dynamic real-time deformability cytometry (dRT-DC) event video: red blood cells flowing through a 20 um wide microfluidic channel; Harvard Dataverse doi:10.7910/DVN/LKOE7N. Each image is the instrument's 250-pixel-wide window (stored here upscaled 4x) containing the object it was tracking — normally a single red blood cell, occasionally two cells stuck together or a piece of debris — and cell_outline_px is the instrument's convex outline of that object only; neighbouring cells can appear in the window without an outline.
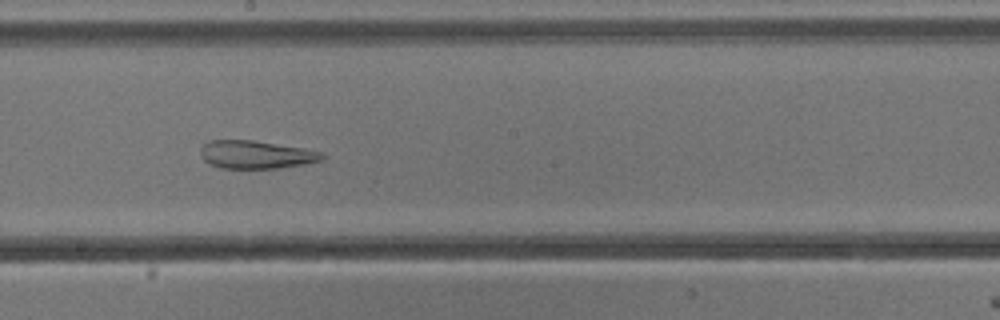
{"species": "common noctule bat (a hibernating species)", "species_latin": "Nyctalus noctula", "temperature_condition": "cold", "stored_images_in_passage": 37, "camera_frame_rate_fps": 3000, "um_per_image_px": 0.085, "animal": {"sex": "male", "body_mass_g": 13.3}, "frame": {"image": 1, "passage_image": 13, "time_ms": 4.0, "image_size_px": [1000, 320], "cell_outline_px": [[324, 156], [320, 160], [304, 164], [280, 168], [224, 168], [212, 164], [204, 160], [200, 156], [200, 148], [208, 140], [252, 140], [304, 148], [320, 152]], "centroid_in_image_um": [21.72, 13.13], "position_along_channel_um": 226.5, "area_um2": 19.65}}
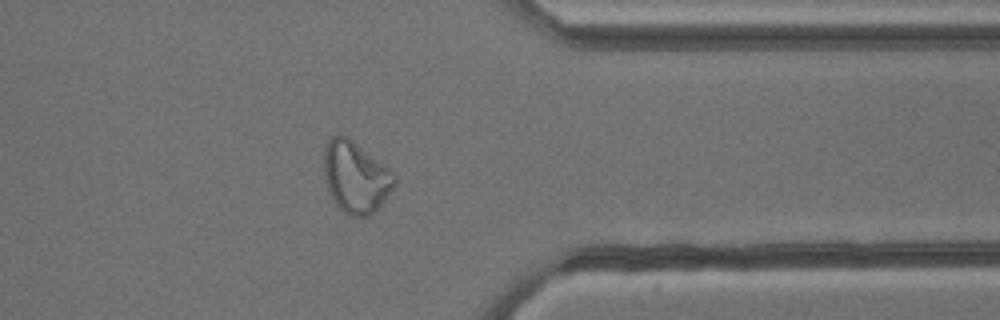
{"frame": {"image": 2, "passage_image": 26, "time_ms": 8.333, "image_size_px": [1000, 320], "cell_outline_px": [[396, 184], [384, 200], [368, 216], [348, 216], [336, 204], [328, 192], [324, 172], [324, 148], [328, 140], [332, 136], [348, 136], [392, 172], [396, 176]], "centroid_in_image_um": [30.21, 15.05], "position_along_channel_um": 381.2, "area_um2": 28.96}}
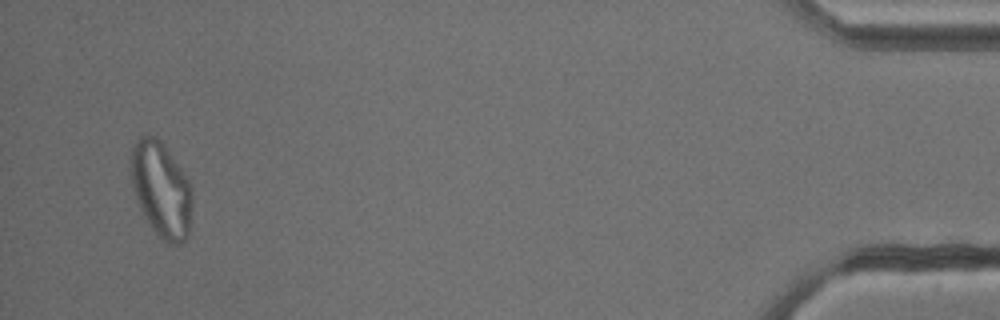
{"frame": {"image": 3, "passage_image": 35, "time_ms": 11.333, "image_size_px": [1000, 320], "cell_outline_px": [[192, 200], [188, 236], [180, 244], [168, 244], [160, 240], [144, 216], [140, 208], [132, 184], [132, 148], [140, 136], [156, 136], [164, 144], [188, 180], [192, 188]], "centroid_in_image_um": [13.72, 16.15], "position_along_channel_um": 421.5, "area_um2": 33.7}}